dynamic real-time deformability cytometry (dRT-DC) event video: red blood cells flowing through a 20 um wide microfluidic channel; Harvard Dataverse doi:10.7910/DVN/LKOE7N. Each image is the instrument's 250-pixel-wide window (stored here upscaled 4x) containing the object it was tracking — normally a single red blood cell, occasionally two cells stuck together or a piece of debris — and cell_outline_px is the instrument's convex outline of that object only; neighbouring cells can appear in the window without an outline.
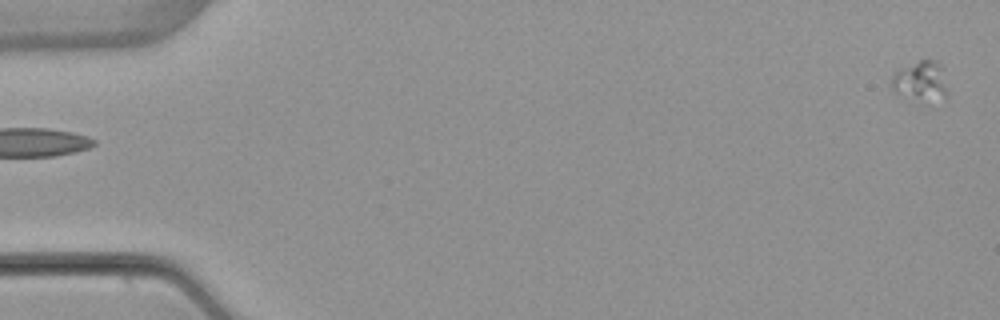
{"species": "common noctule bat (a hibernating species)", "species_latin": "Nyctalus noctula", "temperature_condition": "warm", "stored_images_in_passage": 5, "segment_of_instrument_passage": [2, 2], "camera_frame_rate_fps": 3000, "um_per_image_px": 0.085, "animal": {"sex": "female", "body_mass_g": 22.7, "forearm_length_mm": 54.2}, "frame": {"image": 1, "passage_image": 5, "time_ms": 5.333, "image_size_px": [1000, 320], "cell_outline_px": [[948, 96], [916, 96], [892, 92], [892, 76], [900, 68], [920, 60], [936, 60], [944, 68], [948, 92]], "centroid_in_image_um": [78.28, 6.76], "position_along_channel_um": 6.7, "area_um2": 12.14}}